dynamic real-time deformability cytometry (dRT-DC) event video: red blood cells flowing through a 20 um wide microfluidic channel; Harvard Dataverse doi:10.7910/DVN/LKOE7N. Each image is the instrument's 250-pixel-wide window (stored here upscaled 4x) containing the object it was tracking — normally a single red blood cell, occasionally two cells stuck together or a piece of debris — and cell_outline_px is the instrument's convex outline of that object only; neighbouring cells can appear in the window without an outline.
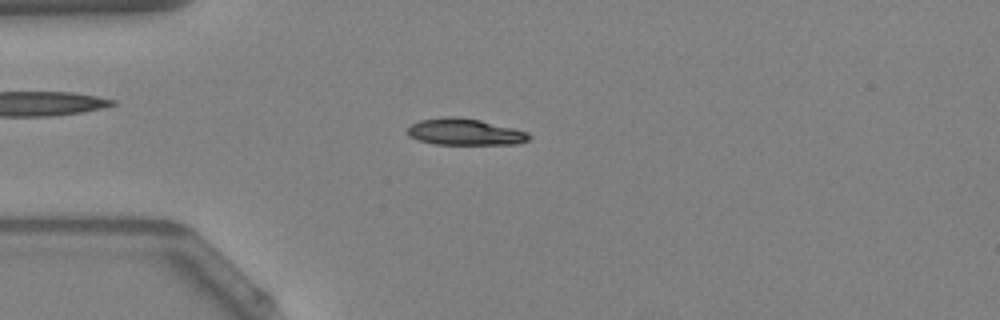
{"species": "Egyptian fruit bat (a non-hibernating species)", "species_latin": "Rousettus aegyptiacus", "temperature_condition": "warm", "stored_images_in_passage": 37, "camera_frame_rate_fps": 3000, "um_per_image_px": 0.085, "animal": {"sex": "female"}, "frame": {"image": 1, "passage_image": 6, "time_ms": 1.667, "image_size_px": [1000, 320], "cell_outline_px": [[532, 136], [528, 140], [516, 144], [436, 144], [416, 140], [408, 136], [408, 128], [412, 124], [420, 120], [448, 116], [452, 116], [480, 120], [528, 132]], "centroid_in_image_um": [39.5, 11.22], "position_along_channel_um": 45.5, "area_um2": 18.67}}
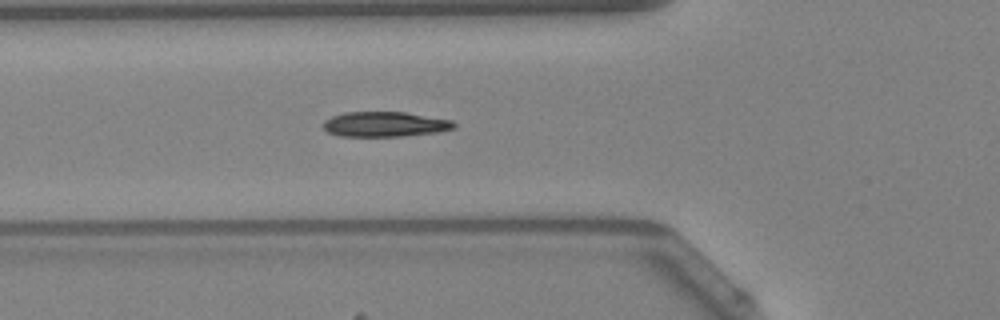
{"frame": {"image": 2, "passage_image": 11, "time_ms": 3.333, "image_size_px": [1000, 320], "cell_outline_px": [[456, 128], [436, 132], [404, 136], [340, 136], [328, 132], [324, 128], [324, 120], [332, 116], [344, 112], [404, 112], [452, 120], [456, 124]], "centroid_in_image_um": [32.72, 10.56], "position_along_channel_um": 93.1, "area_um2": 19.02}, "authors_computed_cell_mechanics": {"area_um2": 19.074, "velocity_mm_per_s": 3.9468, "shape_relaxation_time_tau1_ms": 7.4045, "shape_relaxation_time_tau2_ms": 5.0461, "deformation_change_tau1": 0.1795, "deformation_change_tau2": 0.1103}}